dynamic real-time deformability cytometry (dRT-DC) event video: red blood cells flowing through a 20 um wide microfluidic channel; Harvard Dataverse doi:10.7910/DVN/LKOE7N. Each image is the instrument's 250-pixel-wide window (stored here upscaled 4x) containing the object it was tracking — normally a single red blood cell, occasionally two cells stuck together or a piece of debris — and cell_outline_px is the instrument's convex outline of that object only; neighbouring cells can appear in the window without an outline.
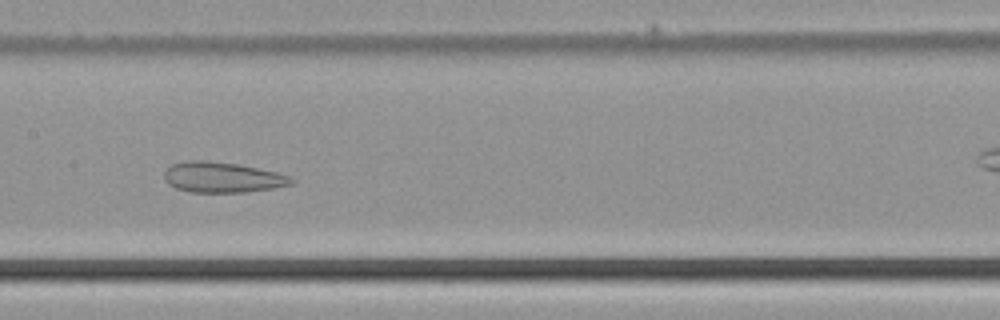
{"species": "common noctule bat (a hibernating species)", "species_latin": "Nyctalus noctula", "temperature_condition": "cold", "stored_images_in_passage": 41, "camera_frame_rate_fps": 3000, "um_per_image_px": 0.085, "animal": {"sex": "male", "body_mass_g": 21.5, "forearm_length_mm": 52.0}, "frame": {"image": 1, "passage_image": 25, "time_ms": 8.0, "image_size_px": [1000, 320], "cell_outline_px": [[296, 180], [292, 184], [272, 188], [244, 192], [192, 192], [176, 188], [168, 184], [164, 180], [164, 172], [172, 164], [188, 160], [204, 160], [236, 164], [276, 172], [292, 176]], "centroid_in_image_um": [18.89, 15.07], "position_along_channel_um": 188.5, "area_um2": 22.48}}
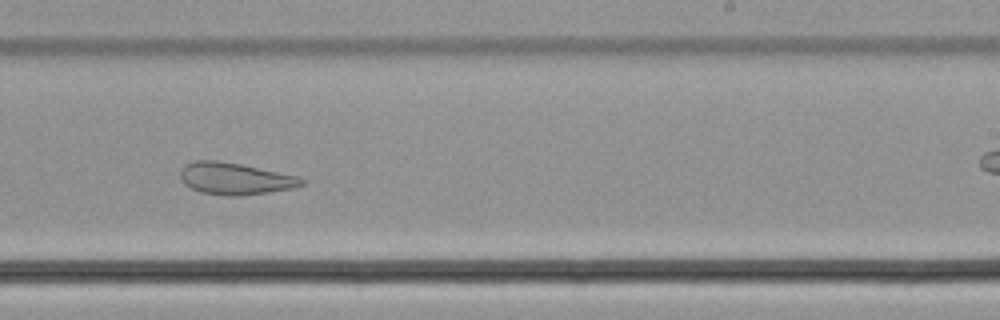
{"frame": {"image": 2, "passage_image": 31, "time_ms": 10.0, "image_size_px": [1000, 320], "cell_outline_px": [[308, 180], [304, 184], [292, 188], [268, 192], [240, 196], [224, 196], [200, 192], [184, 184], [180, 180], [180, 172], [184, 164], [192, 160], [216, 160], [240, 164], [296, 176]], "centroid_in_image_um": [19.93, 15.18], "position_along_channel_um": 269.1, "area_um2": 22.6}}
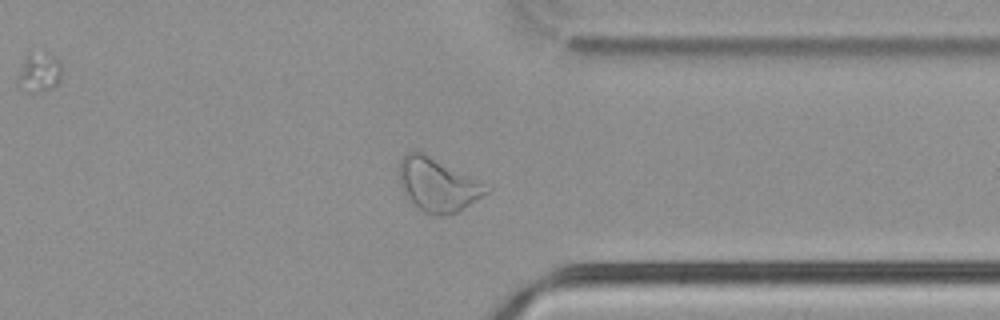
{"frame": {"image": 3, "passage_image": 39, "time_ms": 12.667, "image_size_px": [1000, 320], "cell_outline_px": [[492, 188], [488, 192], [476, 200], [456, 212], [444, 216], [432, 216], [424, 212], [408, 200], [404, 196], [400, 184], [400, 160], [408, 152], [420, 152], [480, 180]], "centroid_in_image_um": [37.2, 15.74], "position_along_channel_um": 374.2, "area_um2": 26.82}}